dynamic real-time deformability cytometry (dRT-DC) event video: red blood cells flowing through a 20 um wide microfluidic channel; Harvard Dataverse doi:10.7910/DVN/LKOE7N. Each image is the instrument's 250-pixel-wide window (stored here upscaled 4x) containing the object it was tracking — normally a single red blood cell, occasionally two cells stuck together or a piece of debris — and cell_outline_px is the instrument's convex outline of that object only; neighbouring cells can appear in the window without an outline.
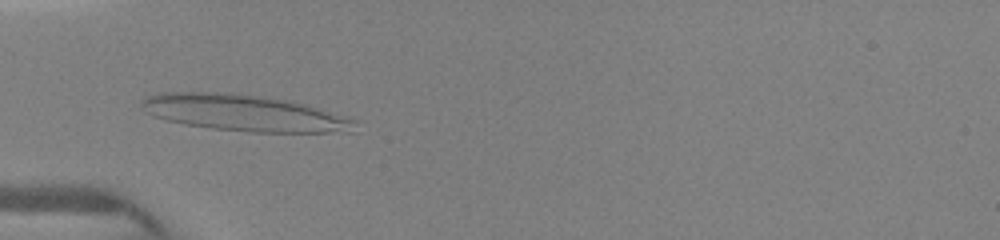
{"species": "human", "species_latin": "Homo sapiens", "temperature_condition": "warm", "stored_images_in_passage": 12, "camera_frame_rate_fps": 3000, "um_per_image_px": 0.085, "donor": {"sex": "female"}, "frame": {"image": 1, "passage_image": 10, "time_ms": 4.333, "image_size_px": [1000, 240], "cell_outline_px": [[356, 120], [352, 132], [252, 132], [212, 128], [184, 124], [168, 120], [156, 116], [140, 108], [140, 100], [156, 92], [220, 92], [260, 96], [292, 100], [348, 116]], "centroid_in_image_um": [20.77, 9.59], "position_along_channel_um": 64.2, "area_um2": 45.37}}
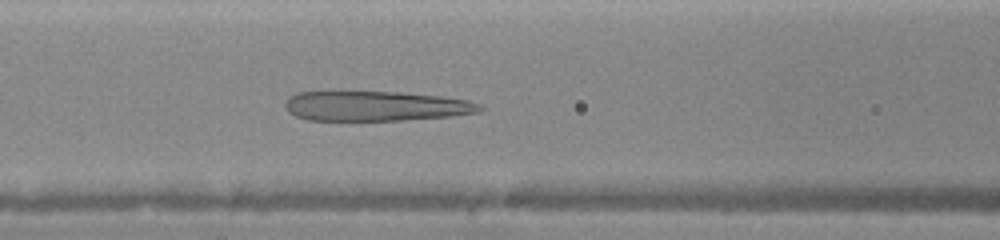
{"frame": {"image": 2, "passage_image": 12, "time_ms": 6.0, "image_size_px": [1000, 240], "cell_outline_px": [[484, 108], [480, 112], [448, 116], [404, 120], [308, 120], [296, 116], [288, 112], [284, 108], [284, 104], [288, 96], [296, 92], [404, 92], [440, 96], [468, 100], [480, 104]], "centroid_in_image_um": [31.91, 9.01], "position_along_channel_um": 134.7, "area_um2": 33.99}}